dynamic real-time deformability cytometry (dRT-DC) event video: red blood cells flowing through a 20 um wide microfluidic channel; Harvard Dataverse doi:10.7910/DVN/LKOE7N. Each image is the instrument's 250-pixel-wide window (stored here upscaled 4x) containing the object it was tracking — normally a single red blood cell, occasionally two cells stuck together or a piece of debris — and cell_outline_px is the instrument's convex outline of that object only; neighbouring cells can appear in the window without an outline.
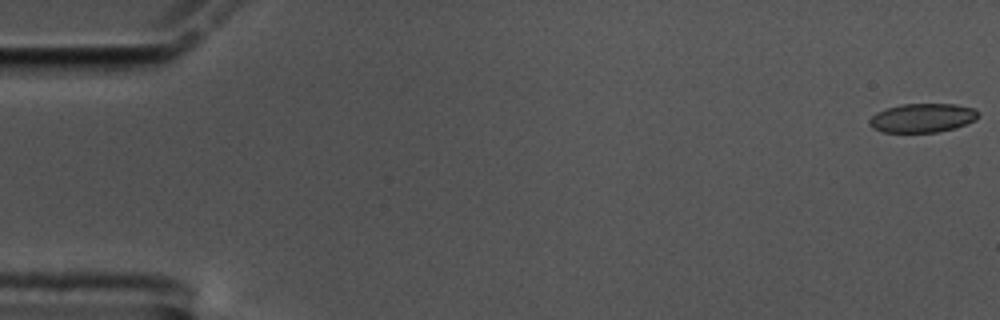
{"species": "common noctule bat (a hibernating species)", "species_latin": "Nyctalus noctula", "temperature_condition": "cold", "stored_images_in_passage": 11, "camera_frame_rate_fps": 3000, "um_per_image_px": 0.085, "animal": {"sex": "male", "body_mass_g": 17.5, "forearm_length_mm": 52.3}, "frame": {"image": 1, "passage_image": 1, "time_ms": 0.0, "image_size_px": [1000, 320], "cell_outline_px": [[980, 116], [976, 120], [956, 128], [936, 132], [880, 132], [872, 128], [868, 124], [868, 120], [876, 112], [900, 104], [956, 104], [972, 108], [980, 112]], "centroid_in_image_um": [78.41, 10.03], "position_along_channel_um": 6.6, "area_um2": 18.55}}